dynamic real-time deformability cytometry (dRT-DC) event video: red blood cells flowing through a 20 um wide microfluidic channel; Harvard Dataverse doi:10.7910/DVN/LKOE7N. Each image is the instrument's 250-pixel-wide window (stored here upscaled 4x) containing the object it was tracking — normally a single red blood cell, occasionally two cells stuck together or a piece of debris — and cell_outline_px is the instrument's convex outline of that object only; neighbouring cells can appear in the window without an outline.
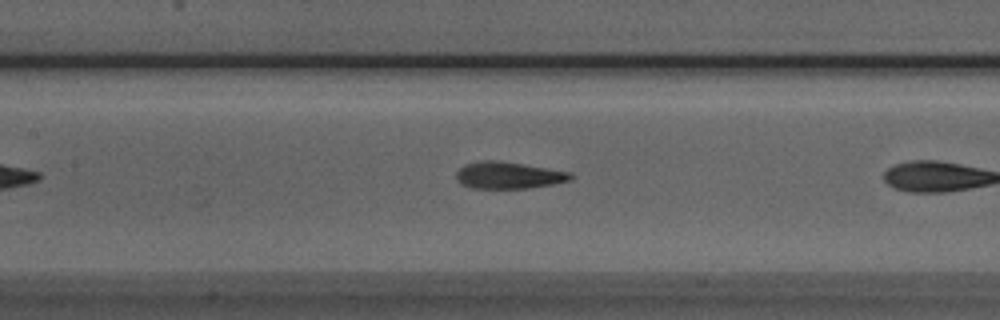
{"species": "Egyptian fruit bat (a non-hibernating species)", "species_latin": "Rousettus aegyptiacus", "temperature_condition": "room temperature", "stored_images_in_passage": 6, "camera_frame_rate_fps": 3000, "um_per_image_px": 0.085, "animal": {"sex": "male"}, "frame": {"image": 1, "passage_image": 5, "time_ms": 1.333, "image_size_px": [1000, 320], "cell_outline_px": [[576, 176], [572, 180], [552, 184], [528, 188], [472, 188], [460, 184], [456, 180], [456, 172], [464, 164], [484, 160], [500, 160], [572, 172]], "centroid_in_image_um": [43.24, 14.89], "position_along_channel_um": 164.2, "area_um2": 18.15}}